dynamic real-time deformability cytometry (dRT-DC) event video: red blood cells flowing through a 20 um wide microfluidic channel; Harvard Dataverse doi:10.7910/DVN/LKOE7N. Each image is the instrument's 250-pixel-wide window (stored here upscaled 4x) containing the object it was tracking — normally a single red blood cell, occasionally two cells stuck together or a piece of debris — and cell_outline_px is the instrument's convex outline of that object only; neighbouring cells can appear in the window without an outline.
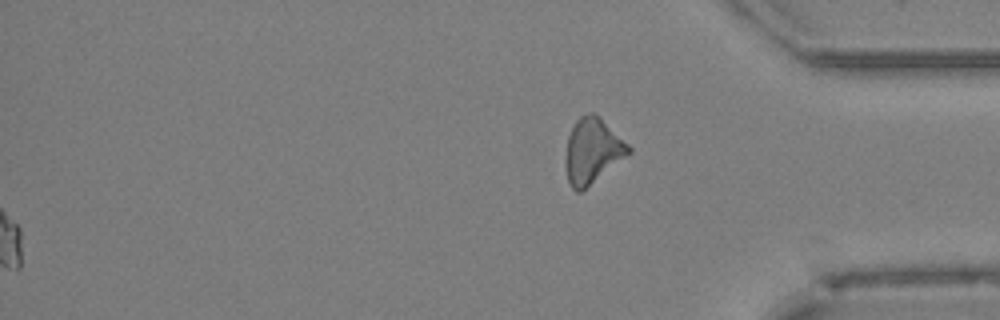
{"species": "Egyptian fruit bat (a non-hibernating species)", "species_latin": "Rousettus aegyptiacus", "temperature_condition": "cold", "stored_images_in_passage": 43, "segment_of_instrument_passage": [2, 2], "camera_frame_rate_fps": 3000, "um_per_image_px": 0.085, "animal": {"sex": "female"}, "frame": {"image": 1, "passage_image": 43, "time_ms": 14.0, "image_size_px": [1000, 320], "cell_outline_px": [[632, 152], [580, 192], [576, 192], [572, 188], [568, 180], [564, 164], [564, 156], [568, 136], [576, 120], [580, 116], [588, 112], [596, 112], [632, 148]], "centroid_in_image_um": [50.33, 12.8], "position_along_channel_um": 384.9, "area_um2": 24.04}}